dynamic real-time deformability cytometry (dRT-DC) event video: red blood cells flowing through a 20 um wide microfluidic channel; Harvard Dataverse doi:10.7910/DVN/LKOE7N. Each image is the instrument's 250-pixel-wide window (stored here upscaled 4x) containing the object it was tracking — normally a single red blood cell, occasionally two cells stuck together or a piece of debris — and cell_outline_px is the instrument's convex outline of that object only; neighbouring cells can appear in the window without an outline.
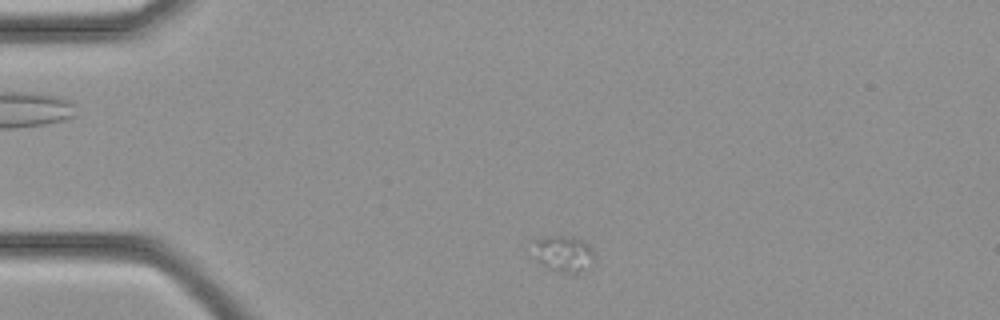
{"species": "common noctule bat (a hibernating species)", "species_latin": "Nyctalus noctula", "temperature_condition": "cold", "stored_images_in_passage": 18, "camera_frame_rate_fps": 3000, "um_per_image_px": 0.085, "animal": {"sex": "female", "body_mass_g": 21.9}, "frame": {"image": 1, "passage_image": 2, "time_ms": 0.333, "image_size_px": [1000, 320], "cell_outline_px": [[596, 264], [580, 272], [556, 272], [548, 268], [536, 260], [532, 240], [544, 236], [576, 236], [584, 240], [592, 248], [596, 256]], "centroid_in_image_um": [47.95, 21.55], "position_along_channel_um": 37.0, "area_um2": 13.53}}